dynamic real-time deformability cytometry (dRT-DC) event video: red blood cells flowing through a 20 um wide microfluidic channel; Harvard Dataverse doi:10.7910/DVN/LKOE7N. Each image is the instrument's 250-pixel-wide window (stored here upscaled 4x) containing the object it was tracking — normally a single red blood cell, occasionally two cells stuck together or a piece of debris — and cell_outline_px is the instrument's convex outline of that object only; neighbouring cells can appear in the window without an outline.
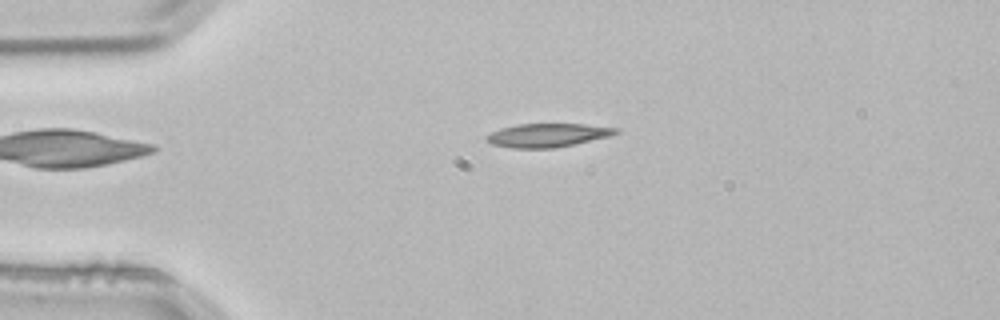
{"species": "common noctule bat (a hibernating species)", "species_latin": "Nyctalus noctula", "temperature_condition": "room temperature", "stored_images_in_passage": 3, "camera_frame_rate_fps": 3000, "um_per_image_px": 0.085, "animal": {"sex": "male", "body_mass_g": 21.5, "forearm_length_mm": 52.0}, "frame": {"image": 1, "passage_image": 2, "time_ms": 0.333, "image_size_px": [1000, 320], "cell_outline_px": [[620, 132], [608, 136], [572, 144], [552, 148], [512, 148], [492, 144], [484, 140], [484, 136], [500, 128], [520, 124], [584, 124], [620, 128]], "centroid_in_image_um": [46.5, 11.49], "position_along_channel_um": 38.5, "area_um2": 17.63}}
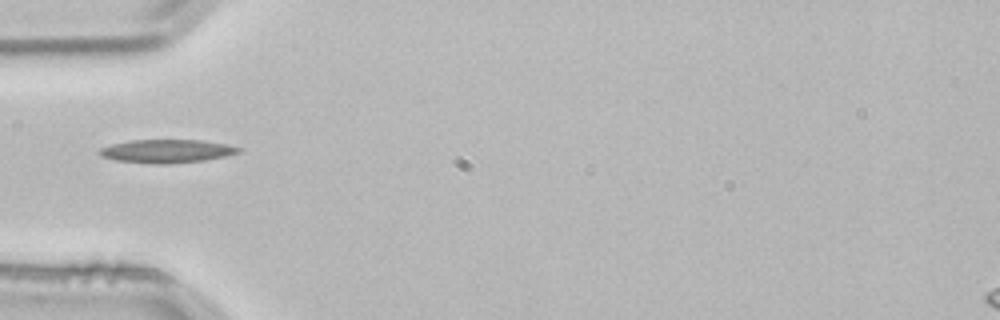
{"frame": {"image": 2, "passage_image": 3, "time_ms": 0.667, "image_size_px": [1000, 320], "cell_outline_px": [[244, 148], [240, 152], [224, 156], [204, 160], [164, 164], [156, 164], [116, 160], [100, 156], [96, 152], [100, 148], [112, 144], [132, 140], [200, 140], [224, 144]], "centroid_in_image_um": [14.14, 12.84], "position_along_channel_um": 70.9, "area_um2": 18.79}}